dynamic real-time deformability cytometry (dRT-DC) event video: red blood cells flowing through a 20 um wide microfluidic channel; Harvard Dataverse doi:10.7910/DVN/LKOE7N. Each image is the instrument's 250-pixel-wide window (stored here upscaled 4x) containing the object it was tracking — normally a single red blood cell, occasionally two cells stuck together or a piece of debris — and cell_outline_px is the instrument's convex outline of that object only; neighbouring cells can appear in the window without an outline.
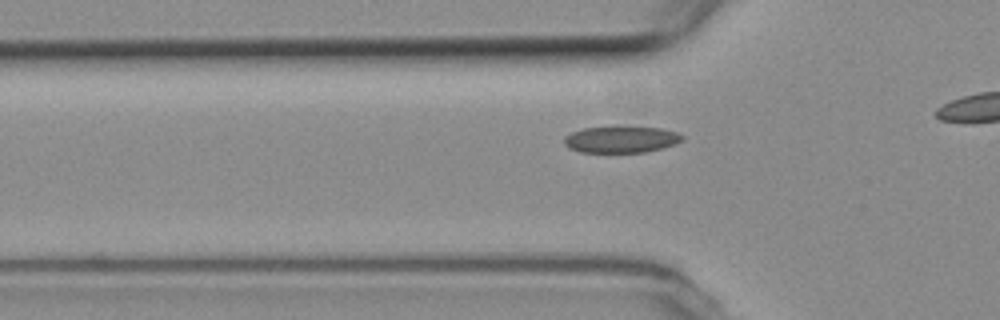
{"species": "common noctule bat (a hibernating species)", "species_latin": "Nyctalus noctula", "temperature_condition": "room temperature", "stored_images_in_passage": 21, "camera_frame_rate_fps": 3000, "um_per_image_px": 0.085, "animal": {"sex": "female", "body_mass_g": 19.3, "forearm_length_mm": 54.1}, "frame": {"image": 1, "passage_image": 5, "time_ms": 1.333, "image_size_px": [1000, 320], "cell_outline_px": [[684, 140], [676, 144], [664, 148], [644, 152], [580, 152], [568, 148], [564, 144], [564, 136], [572, 132], [584, 128], [660, 128], [676, 132], [684, 136]], "centroid_in_image_um": [52.8, 11.88], "position_along_channel_um": 73.0, "area_um2": 17.98}}
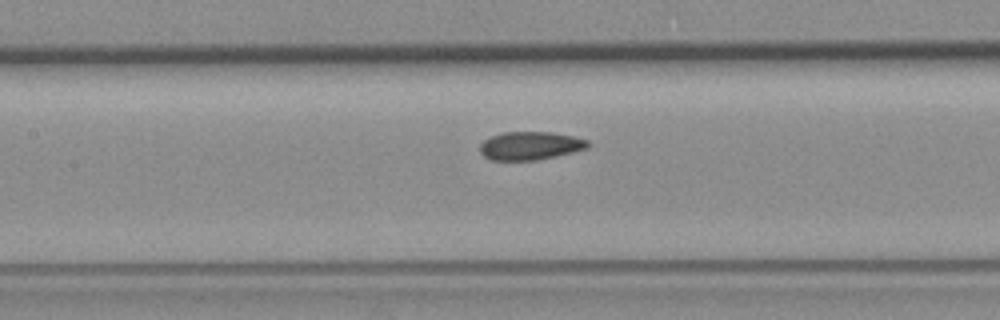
{"frame": {"image": 2, "passage_image": 12, "time_ms": 3.667, "image_size_px": [1000, 320], "cell_outline_px": [[592, 144], [588, 148], [556, 156], [536, 160], [492, 160], [484, 156], [480, 152], [480, 144], [484, 140], [492, 136], [504, 132], [552, 132], [576, 136], [588, 140]], "centroid_in_image_um": [45.11, 12.38], "position_along_channel_um": 162.3, "area_um2": 17.86}}
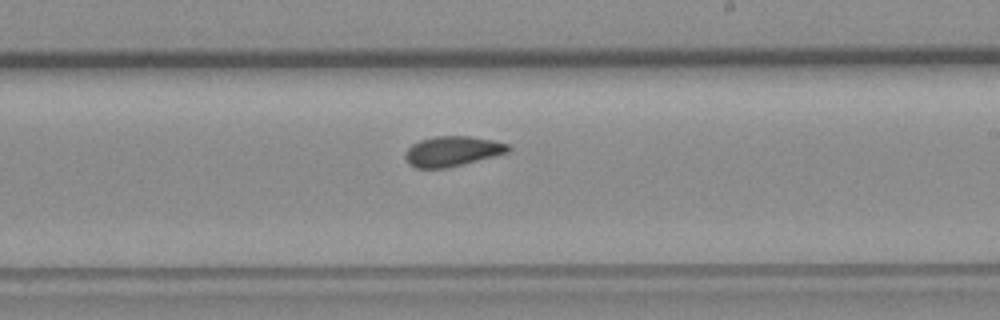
{"frame": {"image": 3, "passage_image": 19, "time_ms": 6.0, "image_size_px": [1000, 320], "cell_outline_px": [[512, 148], [508, 152], [448, 168], [416, 168], [408, 164], [404, 156], [408, 148], [412, 144], [420, 140], [436, 136], [468, 136], [492, 140], [508, 144]], "centroid_in_image_um": [38.42, 12.86], "position_along_channel_um": 250.6, "area_um2": 17.98}}